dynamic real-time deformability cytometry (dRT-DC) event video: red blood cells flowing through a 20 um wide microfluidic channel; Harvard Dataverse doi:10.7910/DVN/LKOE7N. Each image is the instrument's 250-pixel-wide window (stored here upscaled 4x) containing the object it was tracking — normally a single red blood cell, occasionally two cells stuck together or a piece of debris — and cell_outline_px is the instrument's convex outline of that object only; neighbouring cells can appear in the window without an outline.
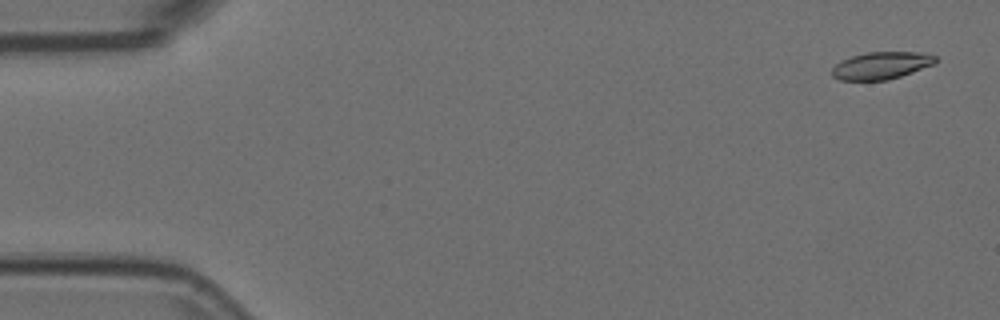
{"species": "Egyptian fruit bat (a non-hibernating species)", "species_latin": "Rousettus aegyptiacus", "temperature_condition": "room temperature", "stored_images_in_passage": 5, "camera_frame_rate_fps": 3000, "um_per_image_px": 0.085, "animal": {"sex": "female"}, "frame": {"image": 1, "passage_image": 1, "time_ms": 0.0, "image_size_px": [1000, 320], "cell_outline_px": [[936, 64], [888, 80], [840, 80], [832, 76], [832, 68], [836, 64], [852, 56], [868, 52], [920, 52], [936, 56]], "centroid_in_image_um": [74.93, 5.57], "position_along_channel_um": 10.1, "area_um2": 16.36}}
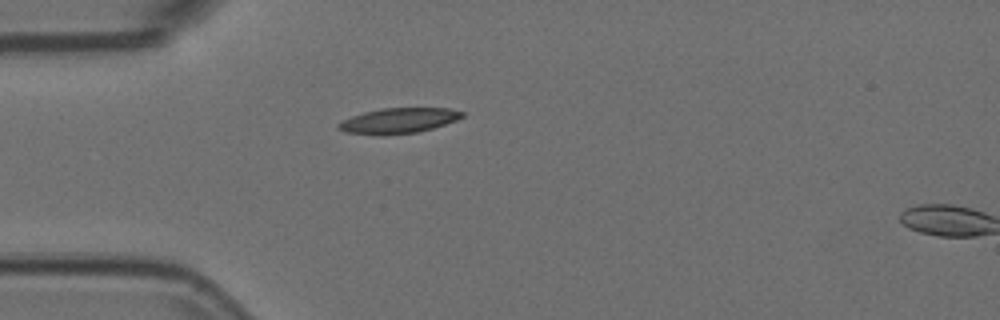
{"frame": {"image": 2, "passage_image": 4, "time_ms": 1.0, "image_size_px": [1000, 320], "cell_outline_px": [[464, 116], [456, 120], [432, 128], [416, 132], [384, 136], [380, 136], [344, 132], [336, 128], [336, 124], [352, 116], [364, 112], [384, 108], [448, 108], [464, 112]], "centroid_in_image_um": [33.83, 10.27], "position_along_channel_um": 51.2, "area_um2": 18.32}}